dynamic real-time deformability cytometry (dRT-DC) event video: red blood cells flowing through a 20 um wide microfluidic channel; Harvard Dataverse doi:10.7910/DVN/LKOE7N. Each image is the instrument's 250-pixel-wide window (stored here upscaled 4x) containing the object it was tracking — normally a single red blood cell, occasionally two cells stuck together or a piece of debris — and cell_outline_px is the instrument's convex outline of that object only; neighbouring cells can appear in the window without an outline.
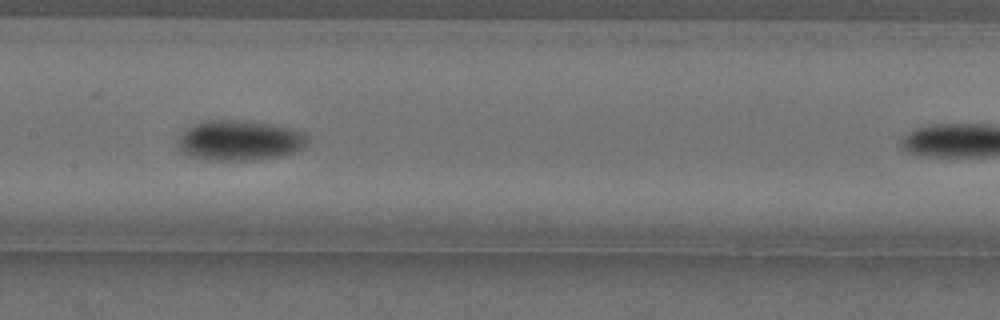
{"species": "Egyptian fruit bat (a non-hibernating species)", "species_latin": "Rousettus aegyptiacus", "temperature_condition": "cold", "stored_images_in_passage": 31, "camera_frame_rate_fps": 3000, "um_per_image_px": 0.085, "animal": {"sex": "female"}, "frame": {"image": 1, "passage_image": 27, "time_ms": 8.667, "image_size_px": [1000, 320], "cell_outline_px": [[308, 140], [300, 148], [292, 152], [280, 156], [252, 160], [208, 160], [188, 156], [180, 152], [176, 148], [176, 140], [192, 124], [204, 120], [240, 120], [272, 124], [304, 132], [308, 136]], "centroid_in_image_um": [20.28, 11.94], "position_along_channel_um": 187.1, "area_um2": 30.52}}